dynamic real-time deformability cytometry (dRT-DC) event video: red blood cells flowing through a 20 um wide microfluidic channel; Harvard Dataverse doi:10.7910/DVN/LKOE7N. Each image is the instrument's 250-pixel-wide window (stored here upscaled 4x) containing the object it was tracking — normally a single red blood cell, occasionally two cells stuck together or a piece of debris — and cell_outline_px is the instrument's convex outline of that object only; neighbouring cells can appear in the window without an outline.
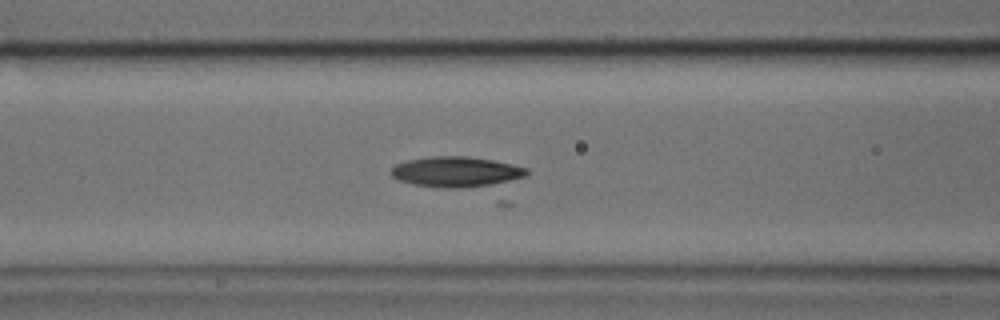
{"species": "common noctule bat (a hibernating species)", "species_latin": "Nyctalus noctula", "temperature_condition": "cold", "stored_images_in_passage": 30, "camera_frame_rate_fps": 3000, "um_per_image_px": 0.085, "animal": {"sex": "male", "body_mass_g": 17.9, "forearm_length_mm": 54.2}, "frame": {"image": 1, "passage_image": 14, "time_ms": 4.333, "image_size_px": [1000, 320], "cell_outline_px": [[528, 172], [512, 204], [496, 204], [400, 180], [392, 176], [392, 168], [396, 164], [408, 160], [428, 156], [468, 156], [492, 160], [512, 164], [528, 168]], "centroid_in_image_um": [39.53, 15.03], "position_along_channel_um": 127.1, "area_um2": 32.02}}
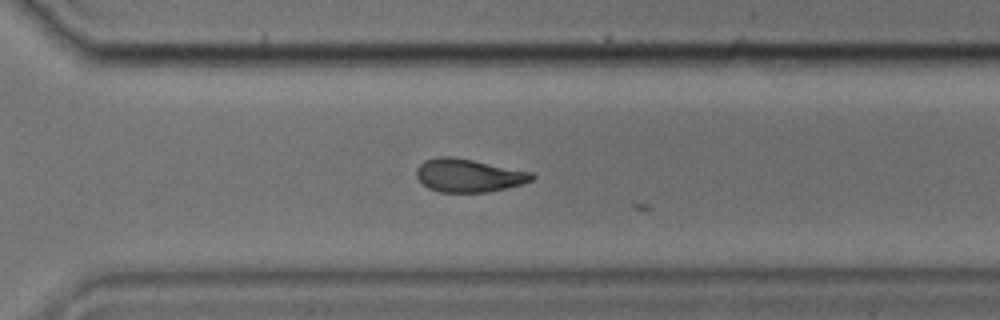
{"frame": {"image": 2, "passage_image": 29, "time_ms": 9.333, "image_size_px": [1000, 320], "cell_outline_px": [[536, 176], [532, 180], [520, 184], [488, 192], [440, 192], [428, 188], [416, 176], [416, 168], [424, 160], [436, 156], [452, 156], [532, 172]], "centroid_in_image_um": [39.79, 14.9], "position_along_channel_um": 330.8, "area_um2": 22.2}}